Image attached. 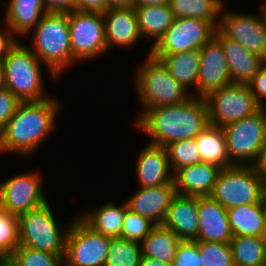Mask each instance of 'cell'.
I'll list each match as a JSON object with an SVG mask.
<instances>
[{
  "label": "cell",
  "mask_w": 266,
  "mask_h": 266,
  "mask_svg": "<svg viewBox=\"0 0 266 266\" xmlns=\"http://www.w3.org/2000/svg\"><path fill=\"white\" fill-rule=\"evenodd\" d=\"M3 61L5 88L21 102L49 98L43 91L41 61L28 46L18 42Z\"/></svg>",
  "instance_id": "8992f818"
},
{
  "label": "cell",
  "mask_w": 266,
  "mask_h": 266,
  "mask_svg": "<svg viewBox=\"0 0 266 266\" xmlns=\"http://www.w3.org/2000/svg\"><path fill=\"white\" fill-rule=\"evenodd\" d=\"M181 240L170 229L156 225L140 243L142 256L172 263Z\"/></svg>",
  "instance_id": "83f0119b"
},
{
  "label": "cell",
  "mask_w": 266,
  "mask_h": 266,
  "mask_svg": "<svg viewBox=\"0 0 266 266\" xmlns=\"http://www.w3.org/2000/svg\"><path fill=\"white\" fill-rule=\"evenodd\" d=\"M5 259H0V266L5 262Z\"/></svg>",
  "instance_id": "816d5d0a"
},
{
  "label": "cell",
  "mask_w": 266,
  "mask_h": 266,
  "mask_svg": "<svg viewBox=\"0 0 266 266\" xmlns=\"http://www.w3.org/2000/svg\"><path fill=\"white\" fill-rule=\"evenodd\" d=\"M159 59L167 68L171 76L180 83L184 89L190 86L197 90L198 97V71L200 65V49L185 51L171 55H152Z\"/></svg>",
  "instance_id": "484cf974"
},
{
  "label": "cell",
  "mask_w": 266,
  "mask_h": 266,
  "mask_svg": "<svg viewBox=\"0 0 266 266\" xmlns=\"http://www.w3.org/2000/svg\"><path fill=\"white\" fill-rule=\"evenodd\" d=\"M134 124L150 137L149 144L161 147L196 138L210 125L205 98L194 94L178 105L147 109L138 115Z\"/></svg>",
  "instance_id": "6da1fadb"
},
{
  "label": "cell",
  "mask_w": 266,
  "mask_h": 266,
  "mask_svg": "<svg viewBox=\"0 0 266 266\" xmlns=\"http://www.w3.org/2000/svg\"><path fill=\"white\" fill-rule=\"evenodd\" d=\"M49 203L18 216L19 246L48 252L65 254L68 226L61 229L56 223Z\"/></svg>",
  "instance_id": "ba28073f"
},
{
  "label": "cell",
  "mask_w": 266,
  "mask_h": 266,
  "mask_svg": "<svg viewBox=\"0 0 266 266\" xmlns=\"http://www.w3.org/2000/svg\"><path fill=\"white\" fill-rule=\"evenodd\" d=\"M5 32L0 30V60H4L10 51L17 45L19 40L17 41V36L13 31L6 25Z\"/></svg>",
  "instance_id": "60d3db41"
},
{
  "label": "cell",
  "mask_w": 266,
  "mask_h": 266,
  "mask_svg": "<svg viewBox=\"0 0 266 266\" xmlns=\"http://www.w3.org/2000/svg\"><path fill=\"white\" fill-rule=\"evenodd\" d=\"M195 139L202 162L213 163L221 168L232 165L229 162L225 135L221 127L209 125Z\"/></svg>",
  "instance_id": "f546056e"
},
{
  "label": "cell",
  "mask_w": 266,
  "mask_h": 266,
  "mask_svg": "<svg viewBox=\"0 0 266 266\" xmlns=\"http://www.w3.org/2000/svg\"><path fill=\"white\" fill-rule=\"evenodd\" d=\"M264 239H265V242H266V229H265Z\"/></svg>",
  "instance_id": "db71d44e"
},
{
  "label": "cell",
  "mask_w": 266,
  "mask_h": 266,
  "mask_svg": "<svg viewBox=\"0 0 266 266\" xmlns=\"http://www.w3.org/2000/svg\"><path fill=\"white\" fill-rule=\"evenodd\" d=\"M103 20L107 51L114 45L129 48L140 41L135 8L108 9Z\"/></svg>",
  "instance_id": "44dd1931"
},
{
  "label": "cell",
  "mask_w": 266,
  "mask_h": 266,
  "mask_svg": "<svg viewBox=\"0 0 266 266\" xmlns=\"http://www.w3.org/2000/svg\"><path fill=\"white\" fill-rule=\"evenodd\" d=\"M7 4L5 24L17 37L27 36L48 13L43 0H10Z\"/></svg>",
  "instance_id": "cb8c5ba5"
},
{
  "label": "cell",
  "mask_w": 266,
  "mask_h": 266,
  "mask_svg": "<svg viewBox=\"0 0 266 266\" xmlns=\"http://www.w3.org/2000/svg\"><path fill=\"white\" fill-rule=\"evenodd\" d=\"M108 9L134 8L135 0H106Z\"/></svg>",
  "instance_id": "ee69618b"
},
{
  "label": "cell",
  "mask_w": 266,
  "mask_h": 266,
  "mask_svg": "<svg viewBox=\"0 0 266 266\" xmlns=\"http://www.w3.org/2000/svg\"><path fill=\"white\" fill-rule=\"evenodd\" d=\"M162 225L172 230L180 240H197L198 197L176 194Z\"/></svg>",
  "instance_id": "7402d4cb"
},
{
  "label": "cell",
  "mask_w": 266,
  "mask_h": 266,
  "mask_svg": "<svg viewBox=\"0 0 266 266\" xmlns=\"http://www.w3.org/2000/svg\"><path fill=\"white\" fill-rule=\"evenodd\" d=\"M72 63L87 61L107 52L103 13L68 12Z\"/></svg>",
  "instance_id": "30bf717a"
},
{
  "label": "cell",
  "mask_w": 266,
  "mask_h": 266,
  "mask_svg": "<svg viewBox=\"0 0 266 266\" xmlns=\"http://www.w3.org/2000/svg\"><path fill=\"white\" fill-rule=\"evenodd\" d=\"M259 15L224 11L218 29L266 62V22Z\"/></svg>",
  "instance_id": "5bb4252c"
},
{
  "label": "cell",
  "mask_w": 266,
  "mask_h": 266,
  "mask_svg": "<svg viewBox=\"0 0 266 266\" xmlns=\"http://www.w3.org/2000/svg\"><path fill=\"white\" fill-rule=\"evenodd\" d=\"M139 266H171V263H166L150 257H141Z\"/></svg>",
  "instance_id": "bcb514c9"
},
{
  "label": "cell",
  "mask_w": 266,
  "mask_h": 266,
  "mask_svg": "<svg viewBox=\"0 0 266 266\" xmlns=\"http://www.w3.org/2000/svg\"><path fill=\"white\" fill-rule=\"evenodd\" d=\"M7 261L13 266H66L64 255L18 246Z\"/></svg>",
  "instance_id": "836d02e7"
},
{
  "label": "cell",
  "mask_w": 266,
  "mask_h": 266,
  "mask_svg": "<svg viewBox=\"0 0 266 266\" xmlns=\"http://www.w3.org/2000/svg\"><path fill=\"white\" fill-rule=\"evenodd\" d=\"M251 93L255 97L257 104L261 108H266V62L259 68L253 79L247 84Z\"/></svg>",
  "instance_id": "ab89813d"
},
{
  "label": "cell",
  "mask_w": 266,
  "mask_h": 266,
  "mask_svg": "<svg viewBox=\"0 0 266 266\" xmlns=\"http://www.w3.org/2000/svg\"><path fill=\"white\" fill-rule=\"evenodd\" d=\"M222 169L216 164L206 162L177 169L173 173L176 194L210 196Z\"/></svg>",
  "instance_id": "ac0fdd59"
},
{
  "label": "cell",
  "mask_w": 266,
  "mask_h": 266,
  "mask_svg": "<svg viewBox=\"0 0 266 266\" xmlns=\"http://www.w3.org/2000/svg\"><path fill=\"white\" fill-rule=\"evenodd\" d=\"M215 30L205 20L174 18L170 28L149 52L151 55H171L201 49L214 37Z\"/></svg>",
  "instance_id": "7c38bea8"
},
{
  "label": "cell",
  "mask_w": 266,
  "mask_h": 266,
  "mask_svg": "<svg viewBox=\"0 0 266 266\" xmlns=\"http://www.w3.org/2000/svg\"><path fill=\"white\" fill-rule=\"evenodd\" d=\"M48 12L67 13L75 10V0H43Z\"/></svg>",
  "instance_id": "7bdbcfd3"
},
{
  "label": "cell",
  "mask_w": 266,
  "mask_h": 266,
  "mask_svg": "<svg viewBox=\"0 0 266 266\" xmlns=\"http://www.w3.org/2000/svg\"><path fill=\"white\" fill-rule=\"evenodd\" d=\"M127 208L126 201L120 206L115 205L114 202H109L99 209L80 213L78 217L97 233L110 238L121 237Z\"/></svg>",
  "instance_id": "d4e9b609"
},
{
  "label": "cell",
  "mask_w": 266,
  "mask_h": 266,
  "mask_svg": "<svg viewBox=\"0 0 266 266\" xmlns=\"http://www.w3.org/2000/svg\"><path fill=\"white\" fill-rule=\"evenodd\" d=\"M30 49L44 63L54 79L72 64L68 12H48L30 31Z\"/></svg>",
  "instance_id": "3957f363"
},
{
  "label": "cell",
  "mask_w": 266,
  "mask_h": 266,
  "mask_svg": "<svg viewBox=\"0 0 266 266\" xmlns=\"http://www.w3.org/2000/svg\"><path fill=\"white\" fill-rule=\"evenodd\" d=\"M55 99L20 102L0 133V153L34 154L46 136L54 131L60 111V101Z\"/></svg>",
  "instance_id": "7a4b0ae2"
},
{
  "label": "cell",
  "mask_w": 266,
  "mask_h": 266,
  "mask_svg": "<svg viewBox=\"0 0 266 266\" xmlns=\"http://www.w3.org/2000/svg\"><path fill=\"white\" fill-rule=\"evenodd\" d=\"M170 0H135V6L166 5Z\"/></svg>",
  "instance_id": "7dc6e473"
},
{
  "label": "cell",
  "mask_w": 266,
  "mask_h": 266,
  "mask_svg": "<svg viewBox=\"0 0 266 266\" xmlns=\"http://www.w3.org/2000/svg\"><path fill=\"white\" fill-rule=\"evenodd\" d=\"M75 10L105 13L107 3L106 0H75Z\"/></svg>",
  "instance_id": "b9f144b4"
},
{
  "label": "cell",
  "mask_w": 266,
  "mask_h": 266,
  "mask_svg": "<svg viewBox=\"0 0 266 266\" xmlns=\"http://www.w3.org/2000/svg\"><path fill=\"white\" fill-rule=\"evenodd\" d=\"M142 257L139 242L123 237L110 238L104 266H139Z\"/></svg>",
  "instance_id": "1f68e13d"
},
{
  "label": "cell",
  "mask_w": 266,
  "mask_h": 266,
  "mask_svg": "<svg viewBox=\"0 0 266 266\" xmlns=\"http://www.w3.org/2000/svg\"><path fill=\"white\" fill-rule=\"evenodd\" d=\"M1 266H13L7 260Z\"/></svg>",
  "instance_id": "f907efd6"
},
{
  "label": "cell",
  "mask_w": 266,
  "mask_h": 266,
  "mask_svg": "<svg viewBox=\"0 0 266 266\" xmlns=\"http://www.w3.org/2000/svg\"><path fill=\"white\" fill-rule=\"evenodd\" d=\"M232 238L227 209L210 196L198 197L197 240L230 243Z\"/></svg>",
  "instance_id": "2e32d148"
},
{
  "label": "cell",
  "mask_w": 266,
  "mask_h": 266,
  "mask_svg": "<svg viewBox=\"0 0 266 266\" xmlns=\"http://www.w3.org/2000/svg\"><path fill=\"white\" fill-rule=\"evenodd\" d=\"M260 176L266 181V142L261 150L257 163L254 165Z\"/></svg>",
  "instance_id": "f6af8a7d"
},
{
  "label": "cell",
  "mask_w": 266,
  "mask_h": 266,
  "mask_svg": "<svg viewBox=\"0 0 266 266\" xmlns=\"http://www.w3.org/2000/svg\"><path fill=\"white\" fill-rule=\"evenodd\" d=\"M66 266H104L110 237L93 231L78 216L68 224Z\"/></svg>",
  "instance_id": "8fae6325"
},
{
  "label": "cell",
  "mask_w": 266,
  "mask_h": 266,
  "mask_svg": "<svg viewBox=\"0 0 266 266\" xmlns=\"http://www.w3.org/2000/svg\"><path fill=\"white\" fill-rule=\"evenodd\" d=\"M265 200H266V181H265Z\"/></svg>",
  "instance_id": "f5cc1de1"
},
{
  "label": "cell",
  "mask_w": 266,
  "mask_h": 266,
  "mask_svg": "<svg viewBox=\"0 0 266 266\" xmlns=\"http://www.w3.org/2000/svg\"><path fill=\"white\" fill-rule=\"evenodd\" d=\"M205 98L209 123L223 127L256 113L261 107L248 85L230 84L212 91Z\"/></svg>",
  "instance_id": "9c48e42d"
},
{
  "label": "cell",
  "mask_w": 266,
  "mask_h": 266,
  "mask_svg": "<svg viewBox=\"0 0 266 266\" xmlns=\"http://www.w3.org/2000/svg\"><path fill=\"white\" fill-rule=\"evenodd\" d=\"M156 225L149 219L126 209L121 237L141 243Z\"/></svg>",
  "instance_id": "8d00e7d4"
},
{
  "label": "cell",
  "mask_w": 266,
  "mask_h": 266,
  "mask_svg": "<svg viewBox=\"0 0 266 266\" xmlns=\"http://www.w3.org/2000/svg\"><path fill=\"white\" fill-rule=\"evenodd\" d=\"M201 266H234L230 243L198 240Z\"/></svg>",
  "instance_id": "d590c367"
},
{
  "label": "cell",
  "mask_w": 266,
  "mask_h": 266,
  "mask_svg": "<svg viewBox=\"0 0 266 266\" xmlns=\"http://www.w3.org/2000/svg\"><path fill=\"white\" fill-rule=\"evenodd\" d=\"M232 165L254 166L266 142V108L221 127Z\"/></svg>",
  "instance_id": "52a82bcc"
},
{
  "label": "cell",
  "mask_w": 266,
  "mask_h": 266,
  "mask_svg": "<svg viewBox=\"0 0 266 266\" xmlns=\"http://www.w3.org/2000/svg\"><path fill=\"white\" fill-rule=\"evenodd\" d=\"M230 245L234 266H263L266 264L264 237L233 236Z\"/></svg>",
  "instance_id": "4dcf8cb0"
},
{
  "label": "cell",
  "mask_w": 266,
  "mask_h": 266,
  "mask_svg": "<svg viewBox=\"0 0 266 266\" xmlns=\"http://www.w3.org/2000/svg\"><path fill=\"white\" fill-rule=\"evenodd\" d=\"M210 197L226 209L262 203L265 200V179L255 166L231 165L221 170Z\"/></svg>",
  "instance_id": "5b68a950"
},
{
  "label": "cell",
  "mask_w": 266,
  "mask_h": 266,
  "mask_svg": "<svg viewBox=\"0 0 266 266\" xmlns=\"http://www.w3.org/2000/svg\"><path fill=\"white\" fill-rule=\"evenodd\" d=\"M171 266H201L198 240H181Z\"/></svg>",
  "instance_id": "74e56055"
},
{
  "label": "cell",
  "mask_w": 266,
  "mask_h": 266,
  "mask_svg": "<svg viewBox=\"0 0 266 266\" xmlns=\"http://www.w3.org/2000/svg\"><path fill=\"white\" fill-rule=\"evenodd\" d=\"M143 64L138 66L134 80L139 103L143 106L140 114L150 108L181 104L192 96L150 52Z\"/></svg>",
  "instance_id": "277c9868"
},
{
  "label": "cell",
  "mask_w": 266,
  "mask_h": 266,
  "mask_svg": "<svg viewBox=\"0 0 266 266\" xmlns=\"http://www.w3.org/2000/svg\"><path fill=\"white\" fill-rule=\"evenodd\" d=\"M20 100L7 88L0 89V133L4 130L6 123L15 113Z\"/></svg>",
  "instance_id": "f35d334b"
},
{
  "label": "cell",
  "mask_w": 266,
  "mask_h": 266,
  "mask_svg": "<svg viewBox=\"0 0 266 266\" xmlns=\"http://www.w3.org/2000/svg\"><path fill=\"white\" fill-rule=\"evenodd\" d=\"M214 37L221 43L227 59L232 84L247 85L265 61L239 42L226 37L218 28Z\"/></svg>",
  "instance_id": "d6986e66"
},
{
  "label": "cell",
  "mask_w": 266,
  "mask_h": 266,
  "mask_svg": "<svg viewBox=\"0 0 266 266\" xmlns=\"http://www.w3.org/2000/svg\"><path fill=\"white\" fill-rule=\"evenodd\" d=\"M232 84L227 59L221 43L213 37L200 49L198 97Z\"/></svg>",
  "instance_id": "9a60e30c"
},
{
  "label": "cell",
  "mask_w": 266,
  "mask_h": 266,
  "mask_svg": "<svg viewBox=\"0 0 266 266\" xmlns=\"http://www.w3.org/2000/svg\"><path fill=\"white\" fill-rule=\"evenodd\" d=\"M169 5L175 18L205 20L217 29L224 2L222 0H170Z\"/></svg>",
  "instance_id": "f1b7e54d"
},
{
  "label": "cell",
  "mask_w": 266,
  "mask_h": 266,
  "mask_svg": "<svg viewBox=\"0 0 266 266\" xmlns=\"http://www.w3.org/2000/svg\"><path fill=\"white\" fill-rule=\"evenodd\" d=\"M136 164V174L140 187L149 188L174 184L165 147L148 143L139 152Z\"/></svg>",
  "instance_id": "ffe728a7"
},
{
  "label": "cell",
  "mask_w": 266,
  "mask_h": 266,
  "mask_svg": "<svg viewBox=\"0 0 266 266\" xmlns=\"http://www.w3.org/2000/svg\"><path fill=\"white\" fill-rule=\"evenodd\" d=\"M263 3H264V4L262 5L263 7H262V11H261V13H262V15H263V19H264V21L266 22V0H264Z\"/></svg>",
  "instance_id": "681fc988"
},
{
  "label": "cell",
  "mask_w": 266,
  "mask_h": 266,
  "mask_svg": "<svg viewBox=\"0 0 266 266\" xmlns=\"http://www.w3.org/2000/svg\"><path fill=\"white\" fill-rule=\"evenodd\" d=\"M19 244L18 216L0 208V259L7 260Z\"/></svg>",
  "instance_id": "e575fe53"
},
{
  "label": "cell",
  "mask_w": 266,
  "mask_h": 266,
  "mask_svg": "<svg viewBox=\"0 0 266 266\" xmlns=\"http://www.w3.org/2000/svg\"><path fill=\"white\" fill-rule=\"evenodd\" d=\"M134 8L141 37L153 38L152 47L155 46L175 18L170 5L135 6Z\"/></svg>",
  "instance_id": "4316f807"
},
{
  "label": "cell",
  "mask_w": 266,
  "mask_h": 266,
  "mask_svg": "<svg viewBox=\"0 0 266 266\" xmlns=\"http://www.w3.org/2000/svg\"><path fill=\"white\" fill-rule=\"evenodd\" d=\"M33 172L21 173L0 183L1 209L19 216L48 202L41 175Z\"/></svg>",
  "instance_id": "4fadbf2b"
},
{
  "label": "cell",
  "mask_w": 266,
  "mask_h": 266,
  "mask_svg": "<svg viewBox=\"0 0 266 266\" xmlns=\"http://www.w3.org/2000/svg\"><path fill=\"white\" fill-rule=\"evenodd\" d=\"M5 87L4 61L0 60V89Z\"/></svg>",
  "instance_id": "c3c4849f"
},
{
  "label": "cell",
  "mask_w": 266,
  "mask_h": 266,
  "mask_svg": "<svg viewBox=\"0 0 266 266\" xmlns=\"http://www.w3.org/2000/svg\"><path fill=\"white\" fill-rule=\"evenodd\" d=\"M165 149L172 173L185 166H192L202 162L195 138L173 142L168 144Z\"/></svg>",
  "instance_id": "d6a6232c"
},
{
  "label": "cell",
  "mask_w": 266,
  "mask_h": 266,
  "mask_svg": "<svg viewBox=\"0 0 266 266\" xmlns=\"http://www.w3.org/2000/svg\"><path fill=\"white\" fill-rule=\"evenodd\" d=\"M227 214L233 236L264 237L266 229V200L262 203L228 208Z\"/></svg>",
  "instance_id": "603a6c76"
},
{
  "label": "cell",
  "mask_w": 266,
  "mask_h": 266,
  "mask_svg": "<svg viewBox=\"0 0 266 266\" xmlns=\"http://www.w3.org/2000/svg\"><path fill=\"white\" fill-rule=\"evenodd\" d=\"M175 195L174 184L140 187L138 192L126 200V203L131 211L149 219L155 225H162Z\"/></svg>",
  "instance_id": "e0dca14e"
}]
</instances>
